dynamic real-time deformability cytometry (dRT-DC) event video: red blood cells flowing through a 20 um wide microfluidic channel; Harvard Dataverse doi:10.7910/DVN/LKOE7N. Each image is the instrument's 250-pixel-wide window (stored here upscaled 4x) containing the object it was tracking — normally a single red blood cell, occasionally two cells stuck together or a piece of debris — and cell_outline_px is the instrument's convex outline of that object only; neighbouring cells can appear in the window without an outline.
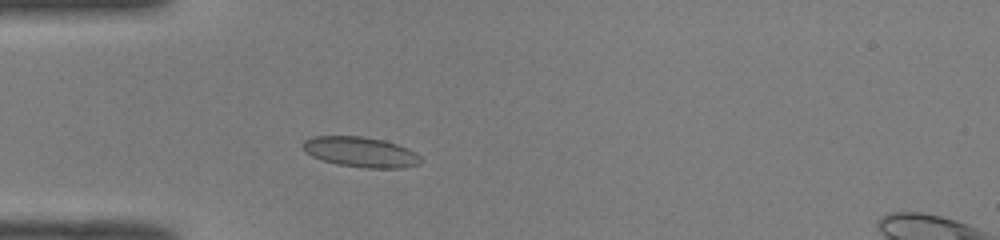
{"species": "common noctule bat (a hibernating species)", "species_latin": "Nyctalus noctula", "temperature_condition": "room temperature", "stored_images_in_passage": 38, "camera_frame_rate_fps": 3000, "um_per_image_px": 0.085, "animal": {"sex": "male", "body_mass_g": 19.0, "forearm_length_mm": 50.8}, "frame": {"image": 1, "passage_image": 8, "time_ms": 2.333, "image_size_px": [1000, 240], "cell_outline_px": [[424, 160], [420, 164], [404, 168], [364, 168], [336, 164], [312, 156], [304, 152], [300, 148], [300, 144], [304, 140], [312, 136], [360, 136], [384, 140], [408, 148], [416, 152]], "centroid_in_image_um": [30.64, 12.92], "position_along_channel_um": 54.4, "area_um2": 21.15}}
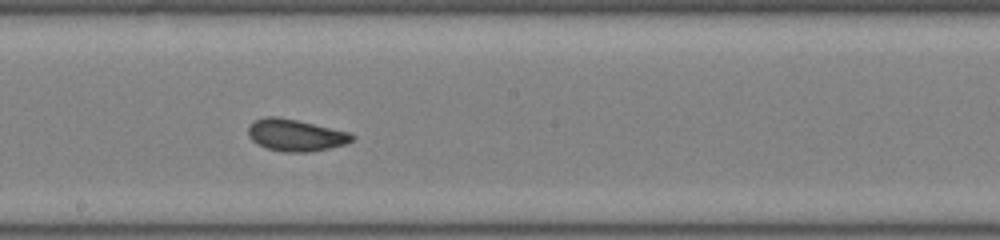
{"frame": {"image": 2, "passage_image": 21, "time_ms": 6.667, "image_size_px": [1000, 240], "cell_outline_px": [[356, 136], [352, 140], [344, 144], [328, 148], [308, 152], [284, 152], [264, 148], [256, 144], [248, 136], [248, 128], [256, 120], [264, 116], [276, 116], [296, 120], [348, 132]], "centroid_in_image_um": [25.08, 11.5], "position_along_channel_um": 223.1, "area_um2": 19.13}}
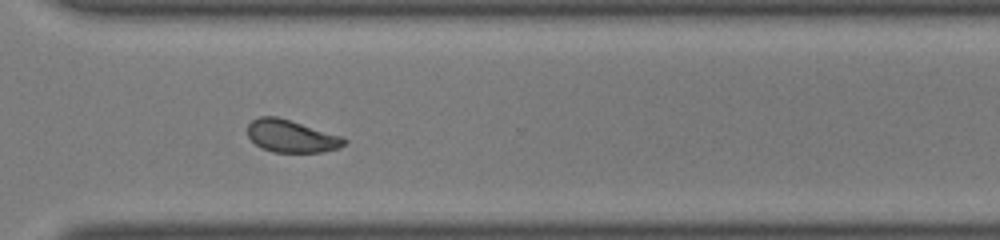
{"frame": {"image": 3, "passage_image": 30, "time_ms": 9.667, "image_size_px": [1000, 240], "cell_outline_px": [[348, 140], [340, 148], [320, 152], [272, 152], [260, 148], [248, 136], [248, 124], [252, 120], [260, 116], [276, 116], [344, 136]], "centroid_in_image_um": [24.78, 11.57], "position_along_channel_um": 345.8, "area_um2": 18.38}, "authors_computed_cell_mechanics": {"area_um2": 19.3052, "velocity_mm_per_s": 4.0726, "shape_relaxation_time_tau1_ms": 5.1082, "shape_relaxation_time_tau2_ms": 1.3484, "deformation_change_tau1": 0.1139, "deformation_change_tau2": 0.0613}}